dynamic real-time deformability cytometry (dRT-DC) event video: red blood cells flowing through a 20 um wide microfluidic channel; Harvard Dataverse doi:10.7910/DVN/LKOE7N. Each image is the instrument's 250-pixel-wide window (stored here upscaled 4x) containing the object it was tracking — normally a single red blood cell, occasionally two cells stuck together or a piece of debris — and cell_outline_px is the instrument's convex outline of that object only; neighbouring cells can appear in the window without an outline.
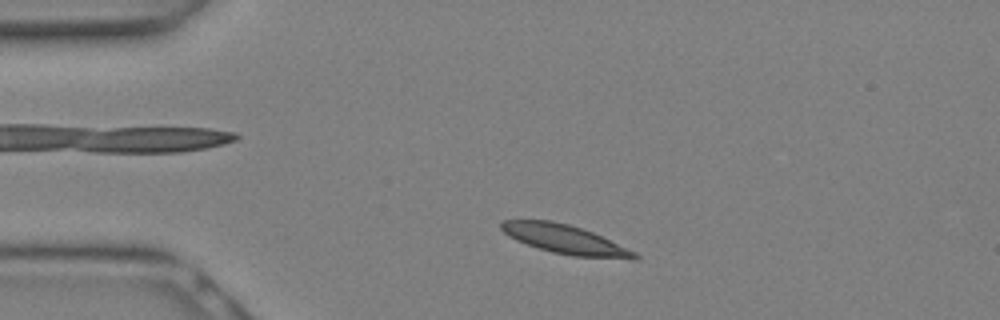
{"species": "Egyptian fruit bat (a non-hibernating species)", "species_latin": "Rousettus aegyptiacus", "temperature_condition": "warm", "stored_images_in_passage": 13, "camera_frame_rate_fps": 3000, "um_per_image_px": 0.085, "animal": {"sex": "female"}, "frame": {"image": 1, "passage_image": 2, "time_ms": 0.333, "image_size_px": [1000, 320], "cell_outline_px": [[640, 256], [636, 260], [632, 260], [572, 256], [552, 252], [516, 240], [508, 236], [500, 228], [500, 224], [504, 220], [552, 220], [568, 224], [592, 232], [636, 252]], "centroid_in_image_um": [48.06, 20.36], "position_along_channel_um": 36.9, "area_um2": 22.48}}
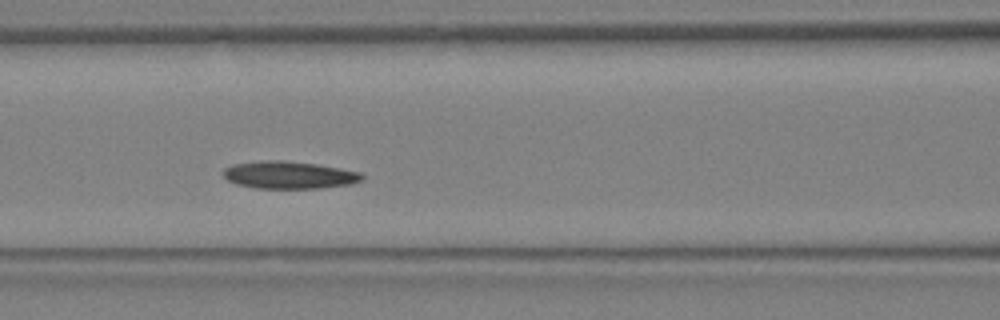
{"frame": {"image": 2, "passage_image": 8, "time_ms": 2.333, "image_size_px": [1000, 320], "cell_outline_px": [[364, 180], [352, 184], [320, 188], [256, 188], [236, 184], [228, 180], [224, 176], [224, 168], [232, 164], [260, 160], [284, 160], [316, 164], [340, 168], [360, 172], [364, 176]], "centroid_in_image_um": [24.58, 14.87], "position_along_channel_um": 142.0, "area_um2": 22.31}}
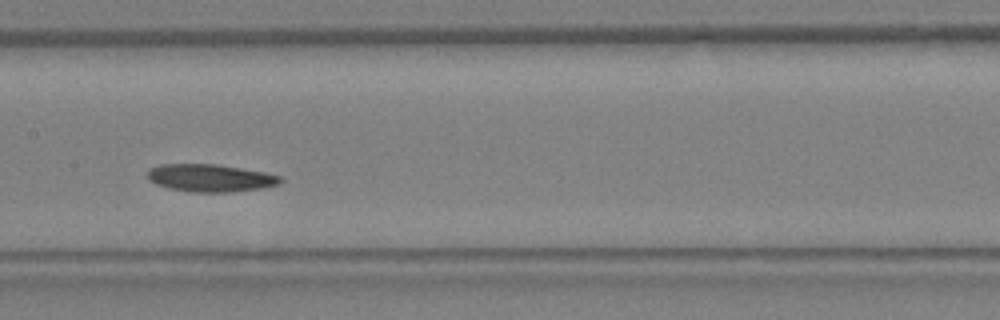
{"frame": {"image": 3, "passage_image": 10, "time_ms": 3.0, "image_size_px": [1000, 320], "cell_outline_px": [[284, 180], [280, 184], [264, 188], [228, 192], [192, 192], [168, 188], [156, 184], [148, 180], [148, 168], [160, 164], [216, 164], [264, 172], [280, 176]], "centroid_in_image_um": [17.87, 15.13], "position_along_channel_um": 189.5, "area_um2": 21.44}}